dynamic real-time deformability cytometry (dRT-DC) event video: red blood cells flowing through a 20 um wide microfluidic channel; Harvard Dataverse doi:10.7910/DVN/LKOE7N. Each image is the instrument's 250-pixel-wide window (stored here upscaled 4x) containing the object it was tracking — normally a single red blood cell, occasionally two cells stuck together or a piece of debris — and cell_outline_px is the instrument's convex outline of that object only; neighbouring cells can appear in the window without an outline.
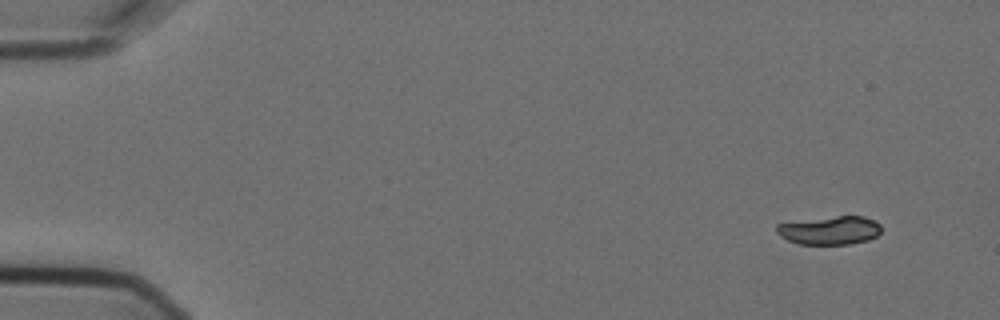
{"species": "Egyptian fruit bat (a non-hibernating species)", "species_latin": "Rousettus aegyptiacus", "temperature_condition": "cold", "stored_images_in_passage": 5, "camera_frame_rate_fps": 3000, "um_per_image_px": 0.085, "animal": {"sex": "female"}, "frame": {"image": 1, "passage_image": 1, "time_ms": 0.0, "image_size_px": [1000, 320], "cell_outline_px": [[880, 232], [876, 236], [868, 240], [848, 244], [800, 244], [788, 240], [780, 236], [776, 232], [776, 224], [836, 216], [864, 216], [880, 224]], "centroid_in_image_um": [70.53, 19.58], "position_along_channel_um": 14.5, "area_um2": 17.11}}
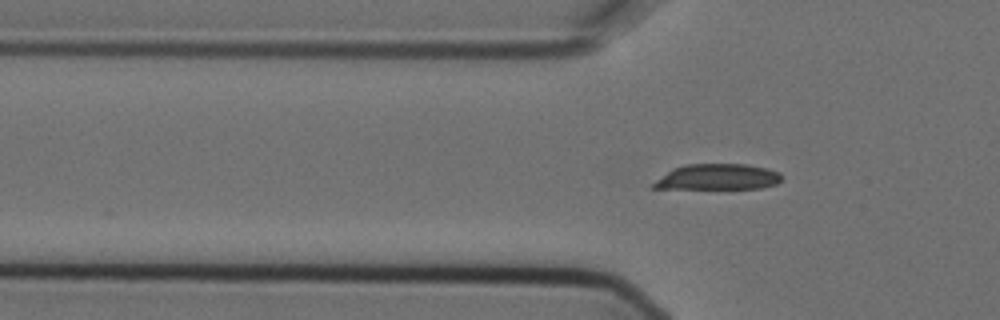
{"frame": {"image": 2, "passage_image": 5, "time_ms": 1.333, "image_size_px": [1000, 320], "cell_outline_px": [[780, 180], [776, 184], [760, 188], [648, 188], [656, 180], [672, 168], [684, 164], [748, 164], [768, 168], [780, 172]], "centroid_in_image_um": [60.99, 15.03], "position_along_channel_um": 64.8, "area_um2": 19.19}}